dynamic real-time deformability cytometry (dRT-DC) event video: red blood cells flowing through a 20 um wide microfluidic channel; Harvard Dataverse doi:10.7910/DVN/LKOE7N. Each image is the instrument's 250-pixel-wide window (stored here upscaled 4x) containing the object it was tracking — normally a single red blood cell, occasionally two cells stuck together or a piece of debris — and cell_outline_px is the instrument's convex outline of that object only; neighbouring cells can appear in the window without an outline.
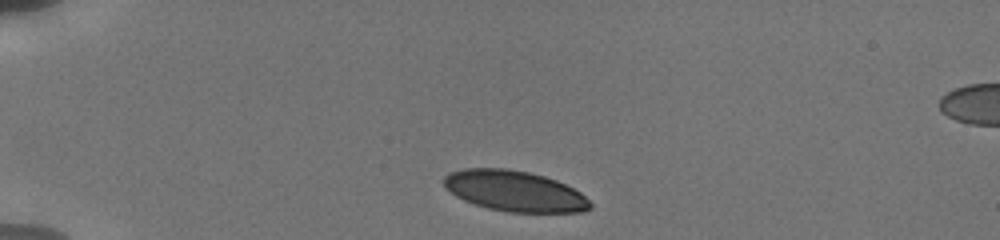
{"species": "human", "species_latin": "Homo sapiens", "temperature_condition": "cold", "stored_images_in_passage": 6, "camera_frame_rate_fps": 3000, "um_per_image_px": 0.085, "donor": {"sex": "male"}, "frame": {"image": 1, "passage_image": 1, "time_ms": 0.0, "image_size_px": [1000, 240], "cell_outline_px": [[592, 208], [584, 212], [508, 212], [488, 208], [464, 200], [456, 196], [444, 188], [444, 176], [448, 172], [464, 168], [504, 168], [528, 172], [544, 176], [556, 180], [580, 192], [592, 204]], "centroid_in_image_um": [43.72, 16.24], "position_along_channel_um": 41.3, "area_um2": 34.68}}
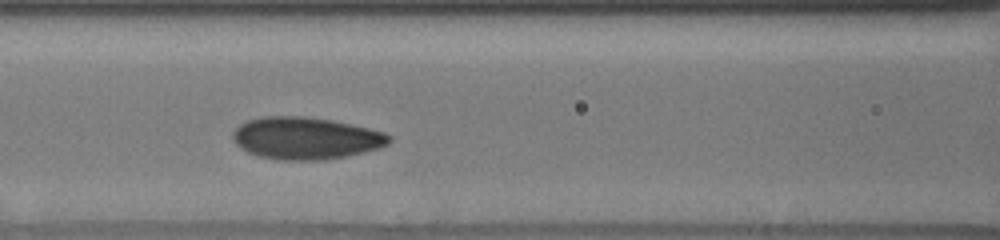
{"frame": {"image": 2, "passage_image": 5, "time_ms": 4.0, "image_size_px": [1000, 240], "cell_outline_px": [[392, 140], [388, 144], [380, 148], [344, 156], [324, 160], [280, 160], [260, 156], [248, 152], [240, 148], [236, 144], [232, 136], [232, 132], [240, 124], [248, 120], [260, 116], [304, 116], [332, 120], [352, 124], [384, 132], [392, 136]], "centroid_in_image_um": [25.99, 11.74], "position_along_channel_um": 140.6, "area_um2": 38.49}}
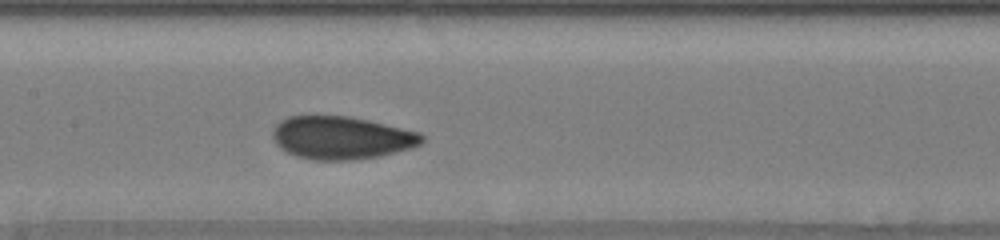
{"frame": {"image": 3, "passage_image": 6, "time_ms": 5.0, "image_size_px": [1000, 240], "cell_outline_px": [[424, 140], [420, 144], [412, 148], [380, 156], [352, 160], [312, 160], [296, 156], [280, 148], [276, 144], [272, 136], [272, 132], [276, 124], [280, 120], [288, 116], [348, 116], [368, 120], [420, 132], [424, 136]], "centroid_in_image_um": [29.02, 11.71], "position_along_channel_um": 178.4, "area_um2": 37.4}}